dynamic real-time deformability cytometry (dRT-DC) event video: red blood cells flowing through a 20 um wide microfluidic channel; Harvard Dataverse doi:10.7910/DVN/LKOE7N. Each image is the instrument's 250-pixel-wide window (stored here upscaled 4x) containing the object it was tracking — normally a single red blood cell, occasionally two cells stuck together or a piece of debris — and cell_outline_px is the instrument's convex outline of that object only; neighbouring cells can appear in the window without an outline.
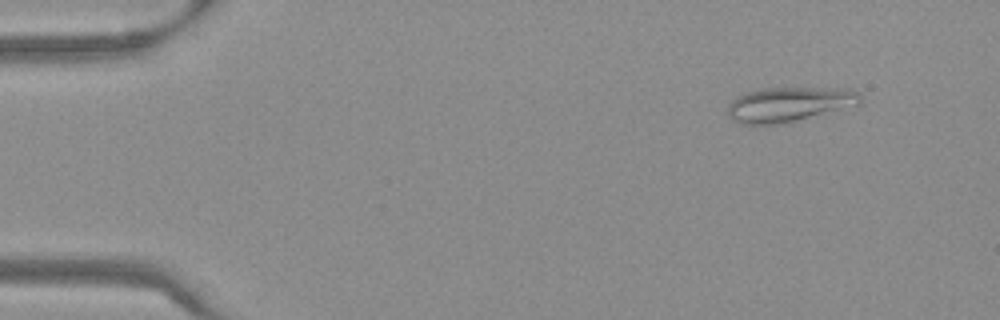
{"species": "Egyptian fruit bat (a non-hibernating species)", "species_latin": "Rousettus aegyptiacus", "temperature_condition": "warm", "stored_images_in_passage": 54, "camera_frame_rate_fps": 3000, "um_per_image_px": 0.085, "frame": {"image": 1, "passage_image": 6, "time_ms": 1.667, "image_size_px": [1000, 320], "cell_outline_px": [[860, 104], [784, 124], [740, 124], [732, 120], [728, 116], [728, 104], [732, 100], [748, 92], [764, 88], [852, 88], [860, 92]], "centroid_in_image_um": [67.09, 8.87], "position_along_channel_um": 17.9, "area_um2": 26.88}}
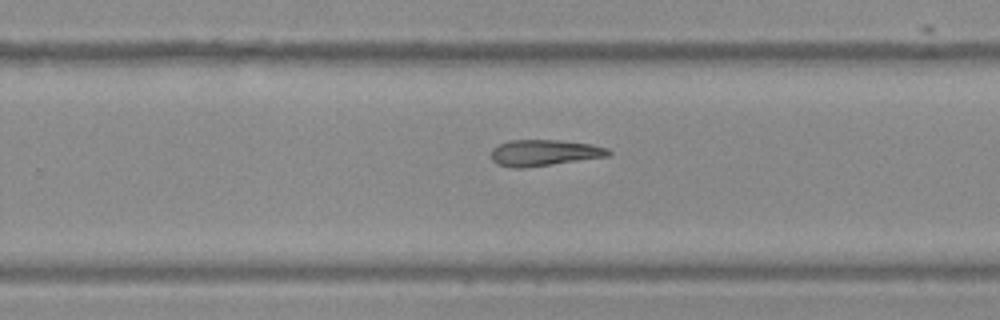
{"frame": {"image": 2, "passage_image": 35, "time_ms": 11.333, "image_size_px": [1000, 320], "cell_outline_px": [[612, 152], [608, 156], [524, 168], [512, 168], [496, 164], [492, 160], [492, 148], [508, 140], [560, 140], [592, 144], [608, 148]], "centroid_in_image_um": [46.24, 12.98], "position_along_channel_um": 283.6, "area_um2": 17.92}}
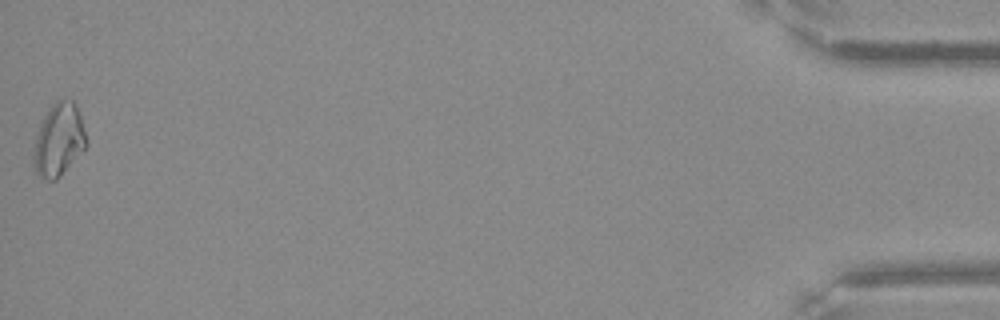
{"frame": {"image": 3, "passage_image": 54, "time_ms": 17.667, "image_size_px": [1000, 320], "cell_outline_px": [[88, 144], [60, 176], [56, 180], [48, 180], [40, 176], [36, 172], [32, 164], [32, 156], [36, 136], [40, 120], [48, 108], [56, 100], [72, 100], [76, 104], [80, 112], [88, 140]], "centroid_in_image_um": [4.98, 11.86], "position_along_channel_um": 430.2, "area_um2": 22.66}}